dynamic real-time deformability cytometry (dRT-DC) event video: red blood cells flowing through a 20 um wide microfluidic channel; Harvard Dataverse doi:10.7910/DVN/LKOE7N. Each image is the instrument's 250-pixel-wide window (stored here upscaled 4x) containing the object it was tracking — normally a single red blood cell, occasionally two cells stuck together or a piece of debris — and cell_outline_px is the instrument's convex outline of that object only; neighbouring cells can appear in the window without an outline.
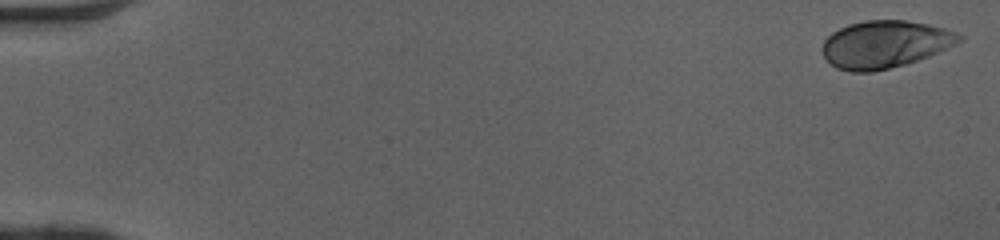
{"species": "human", "species_latin": "Homo sapiens", "temperature_condition": "cold", "stored_images_in_passage": 50, "camera_frame_rate_fps": 3000, "um_per_image_px": 0.085, "donor": {"sex": "female"}, "frame": {"image": 1, "passage_image": 1, "time_ms": 0.0, "image_size_px": [1000, 240], "cell_outline_px": [[964, 36], [960, 40], [928, 56], [904, 64], [872, 72], [852, 72], [836, 68], [824, 56], [824, 40], [832, 32], [848, 24], [864, 20], [904, 20], [928, 24], [944, 28], [956, 32]], "centroid_in_image_um": [75.18, 3.75], "position_along_channel_um": 9.8, "area_um2": 37.17}}
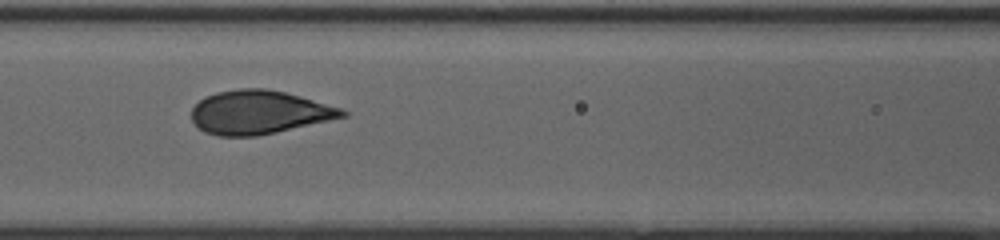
{"frame": {"image": 2, "passage_image": 23, "time_ms": 7.333, "image_size_px": [1000, 240], "cell_outline_px": [[348, 116], [276, 132], [256, 136], [220, 136], [204, 132], [192, 120], [192, 108], [204, 96], [216, 92], [240, 88], [264, 88], [284, 92], [300, 96], [340, 108], [348, 112]], "centroid_in_image_um": [22.0, 9.54], "position_along_channel_um": 144.6, "area_um2": 38.09}}
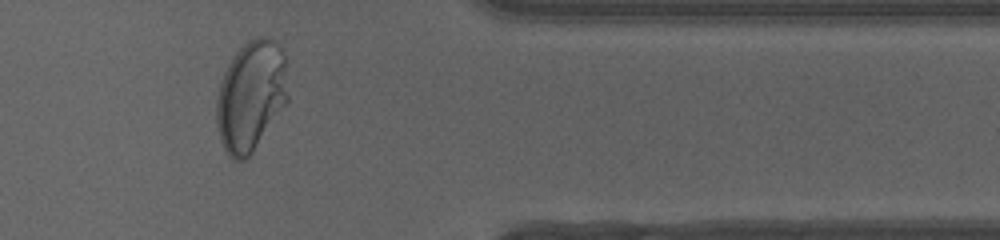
{"frame": {"image": 3, "passage_image": 42, "time_ms": 13.667, "image_size_px": [1000, 240], "cell_outline_px": [[288, 100], [252, 152], [244, 160], [236, 160], [228, 156], [220, 140], [216, 124], [216, 100], [220, 80], [228, 64], [236, 52], [248, 40], [256, 36], [268, 36], [276, 40], [284, 56], [288, 96]], "centroid_in_image_um": [21.3, 8.13], "position_along_channel_um": 390.1, "area_um2": 45.95}, "authors_computed_cell_mechanics": {"area_um2": 37.859, "velocity_mm_per_s": 4.0913, "shape_relaxation_time_tau1_ms": 3.8709, "shape_relaxation_time_tau2_ms": null, "deformation_change_tau1": 0.1857, "deformation_change_tau2": null}}